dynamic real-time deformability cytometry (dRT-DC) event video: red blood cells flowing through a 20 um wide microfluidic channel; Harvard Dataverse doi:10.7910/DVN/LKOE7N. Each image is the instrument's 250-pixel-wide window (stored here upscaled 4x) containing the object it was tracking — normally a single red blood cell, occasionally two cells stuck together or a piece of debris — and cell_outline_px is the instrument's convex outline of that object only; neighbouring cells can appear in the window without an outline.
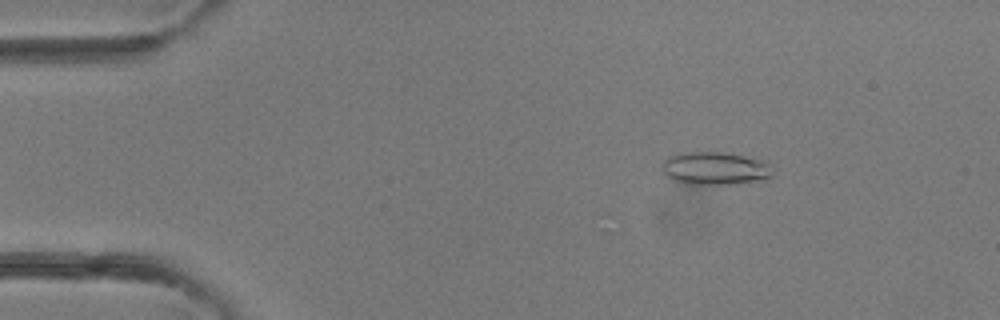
{"species": "common noctule bat (a hibernating species)", "species_latin": "Nyctalus noctula", "temperature_condition": "room temperature", "stored_images_in_passage": 4, "camera_frame_rate_fps": 3000, "um_per_image_px": 0.085, "animal": {"sex": "female"}, "frame": {"image": 1, "passage_image": 2, "time_ms": 1.333, "image_size_px": [1000, 320], "cell_outline_px": [[772, 176], [768, 180], [732, 184], [684, 184], [672, 180], [660, 168], [664, 160], [668, 156], [676, 152], [720, 152], [760, 160], [768, 164]], "centroid_in_image_um": [60.71, 14.32], "position_along_channel_um": 24.3, "area_um2": 21.27}}